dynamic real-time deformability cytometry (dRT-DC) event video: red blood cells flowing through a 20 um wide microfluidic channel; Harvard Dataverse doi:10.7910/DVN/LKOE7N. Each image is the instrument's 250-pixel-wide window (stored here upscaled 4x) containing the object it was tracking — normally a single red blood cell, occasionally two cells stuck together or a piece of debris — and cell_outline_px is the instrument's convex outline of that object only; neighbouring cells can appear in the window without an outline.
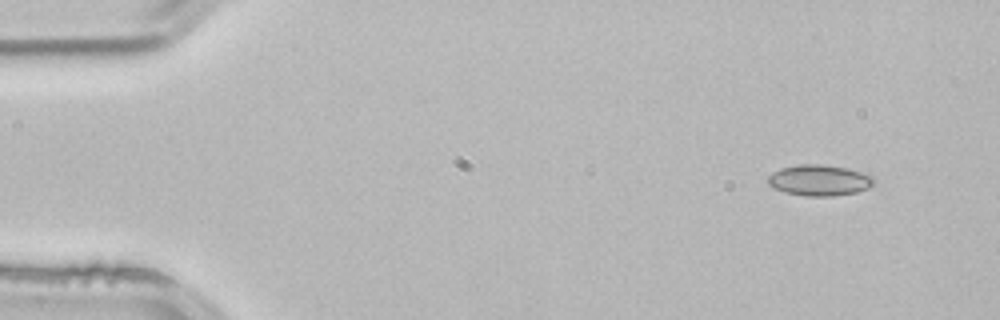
{"species": "common noctule bat (a hibernating species)", "species_latin": "Nyctalus noctula", "temperature_condition": "room temperature", "stored_images_in_passage": 4, "camera_frame_rate_fps": 3000, "um_per_image_px": 0.085, "animal": {"sex": "male", "body_mass_g": 21.5, "forearm_length_mm": 52.0}, "frame": {"image": 1, "passage_image": 1, "time_ms": 0.0, "image_size_px": [1000, 320], "cell_outline_px": [[876, 180], [868, 188], [856, 192], [832, 196], [804, 196], [784, 192], [772, 188], [768, 184], [768, 176], [772, 172], [780, 168], [800, 164], [820, 164], [848, 168], [864, 172], [872, 176]], "centroid_in_image_um": [69.63, 15.32], "position_along_channel_um": 15.4, "area_um2": 19.31}}